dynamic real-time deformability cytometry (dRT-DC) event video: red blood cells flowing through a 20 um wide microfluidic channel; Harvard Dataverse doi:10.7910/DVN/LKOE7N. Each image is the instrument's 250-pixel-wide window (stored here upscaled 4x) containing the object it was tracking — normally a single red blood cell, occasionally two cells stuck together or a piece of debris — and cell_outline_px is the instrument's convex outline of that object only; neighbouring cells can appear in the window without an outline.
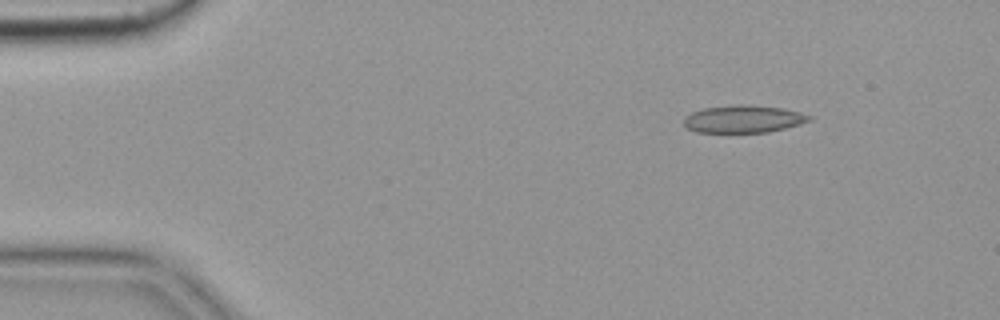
{"species": "common noctule bat (a hibernating species)", "species_latin": "Nyctalus noctula", "temperature_condition": "cold", "stored_images_in_passage": 4, "camera_frame_rate_fps": 3000, "um_per_image_px": 0.085, "animal": {"sex": "female", "body_mass_g": 19.9}, "frame": {"image": 1, "passage_image": 2, "time_ms": 0.333, "image_size_px": [1000, 320], "cell_outline_px": [[812, 120], [800, 124], [768, 132], [696, 132], [688, 128], [684, 124], [684, 116], [692, 112], [704, 108], [736, 104], [748, 104], [784, 108], [800, 112], [812, 116]], "centroid_in_image_um": [63.2, 10.1], "position_along_channel_um": 21.8, "area_um2": 20.17}}